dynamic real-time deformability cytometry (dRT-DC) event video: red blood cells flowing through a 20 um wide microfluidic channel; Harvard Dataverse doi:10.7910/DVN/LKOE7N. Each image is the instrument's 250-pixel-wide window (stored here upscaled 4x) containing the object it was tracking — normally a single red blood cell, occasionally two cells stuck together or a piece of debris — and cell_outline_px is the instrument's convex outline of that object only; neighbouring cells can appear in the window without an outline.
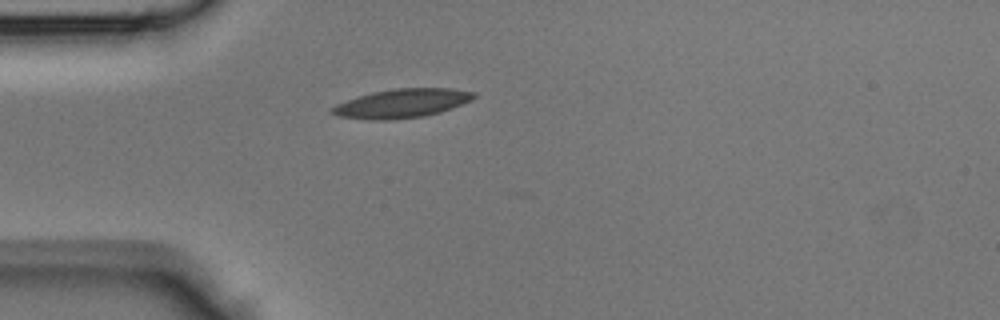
{"species": "Egyptian fruit bat (a non-hibernating species)", "species_latin": "Rousettus aegyptiacus", "temperature_condition": "room temperature", "stored_images_in_passage": 18, "camera_frame_rate_fps": 3000, "um_per_image_px": 0.085, "animal": {"sex": "male"}, "frame": {"image": 1, "passage_image": 1, "time_ms": 0.0, "image_size_px": [1000, 320], "cell_outline_px": [[476, 96], [472, 100], [452, 108], [440, 112], [424, 116], [388, 120], [372, 120], [340, 116], [328, 112], [328, 108], [336, 104], [372, 92], [396, 88], [452, 88], [476, 92]], "centroid_in_image_um": [34.17, 8.78], "position_along_channel_um": 50.8, "area_um2": 23.87}}
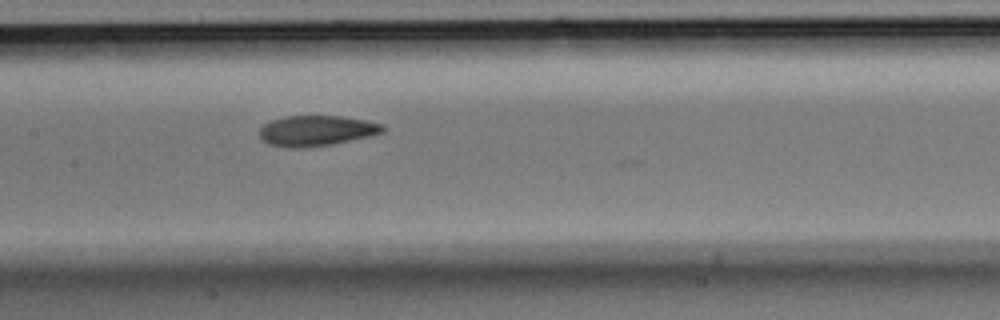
{"frame": {"image": 2, "passage_image": 10, "time_ms": 3.0, "image_size_px": [1000, 320], "cell_outline_px": [[384, 132], [368, 136], [332, 144], [300, 148], [288, 148], [268, 144], [260, 136], [260, 128], [264, 124], [272, 120], [284, 116], [340, 116], [364, 120], [384, 124]], "centroid_in_image_um": [26.88, 11.11], "position_along_channel_um": 180.5, "area_um2": 21.73}}
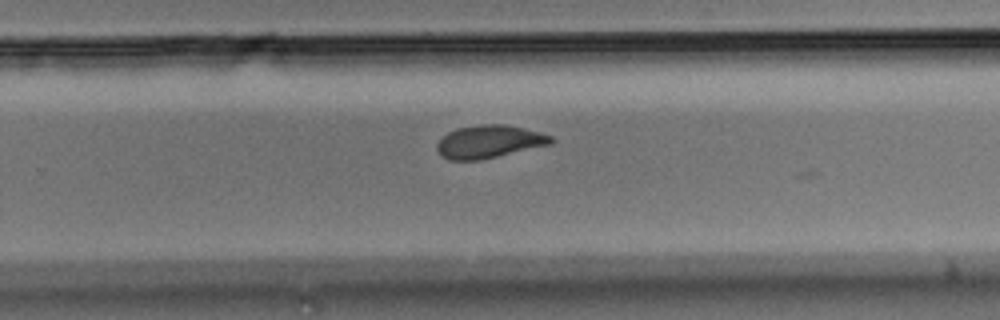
{"frame": {"image": 3, "passage_image": 17, "time_ms": 5.333, "image_size_px": [1000, 320], "cell_outline_px": [[556, 140], [552, 144], [480, 160], [448, 160], [440, 156], [436, 148], [436, 144], [448, 132], [460, 128], [484, 124], [504, 124], [524, 128], [540, 132], [552, 136]], "centroid_in_image_um": [41.6, 12.05], "position_along_channel_um": 288.2, "area_um2": 21.85}}